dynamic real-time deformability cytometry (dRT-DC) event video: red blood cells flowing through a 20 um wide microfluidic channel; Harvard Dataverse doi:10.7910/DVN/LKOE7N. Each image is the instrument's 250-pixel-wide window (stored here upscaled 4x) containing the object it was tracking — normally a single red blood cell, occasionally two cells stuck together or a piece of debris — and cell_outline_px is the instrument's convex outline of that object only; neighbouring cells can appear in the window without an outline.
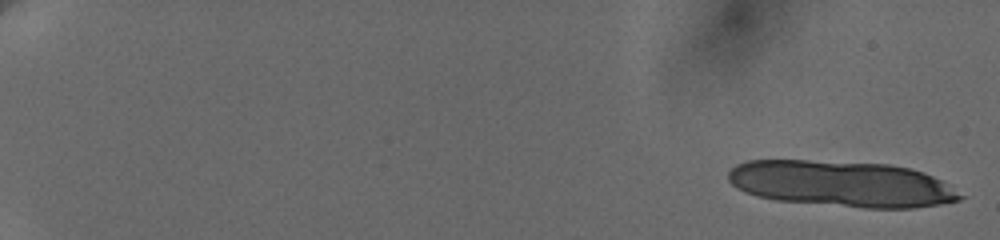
{"species": "human", "species_latin": "Homo sapiens", "temperature_condition": "cold", "stored_images_in_passage": 10, "camera_frame_rate_fps": 3000, "um_per_image_px": 0.085, "donor": {"sex": "female"}, "frame": {"image": 1, "passage_image": 1, "time_ms": 0.0, "image_size_px": [1000, 240], "cell_outline_px": [[968, 196], [960, 200], [940, 204], [916, 208], [864, 208], [776, 200], [744, 192], [736, 188], [728, 180], [728, 172], [736, 164], [748, 160], [808, 160], [888, 164], [908, 168], [924, 172], [948, 184]], "centroid_in_image_um": [71.56, 15.63], "position_along_channel_um": 13.4, "area_um2": 62.42}}
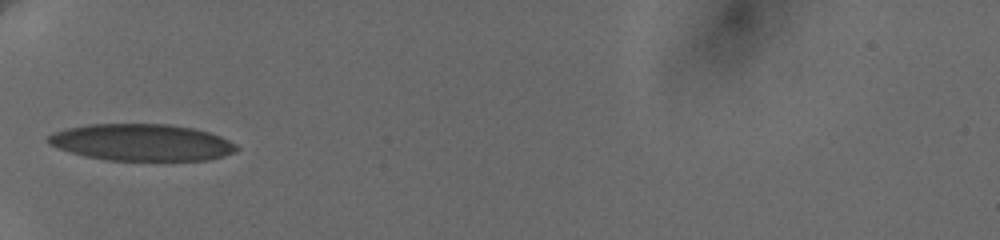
{"frame": {"image": 2, "passage_image": 9, "time_ms": 7.667, "image_size_px": [1000, 240], "cell_outline_px": [[240, 148], [224, 156], [208, 160], [108, 160], [84, 156], [48, 144], [48, 136], [56, 132], [68, 128], [88, 124], [168, 124], [192, 128], [208, 132], [220, 136], [236, 144]], "centroid_in_image_um": [12.06, 12.1], "position_along_channel_um": 72.9, "area_um2": 40.06}}